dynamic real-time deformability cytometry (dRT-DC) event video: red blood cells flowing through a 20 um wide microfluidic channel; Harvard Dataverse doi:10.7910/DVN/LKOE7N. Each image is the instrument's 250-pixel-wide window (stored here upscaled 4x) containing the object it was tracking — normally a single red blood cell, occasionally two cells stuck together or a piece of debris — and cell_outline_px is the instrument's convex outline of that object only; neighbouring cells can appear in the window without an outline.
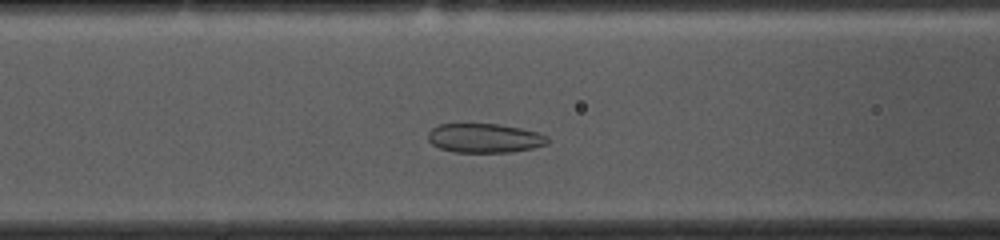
{"species": "common noctule bat (a hibernating species)", "species_latin": "Nyctalus noctula", "temperature_condition": "cold", "stored_images_in_passage": 37, "camera_frame_rate_fps": 3000, "um_per_image_px": 0.085, "animal": {"sex": "female", "body_mass_g": 10.0, "forearm_length_mm": 53.1}, "frame": {"image": 1, "passage_image": 14, "time_ms": 4.333, "image_size_px": [1000, 240], "cell_outline_px": [[548, 144], [532, 148], [508, 152], [452, 152], [440, 148], [432, 144], [428, 140], [428, 132], [432, 128], [440, 124], [500, 124], [520, 128], [536, 132], [548, 136]], "centroid_in_image_um": [41.17, 11.74], "position_along_channel_um": 125.4, "area_um2": 20.29}}
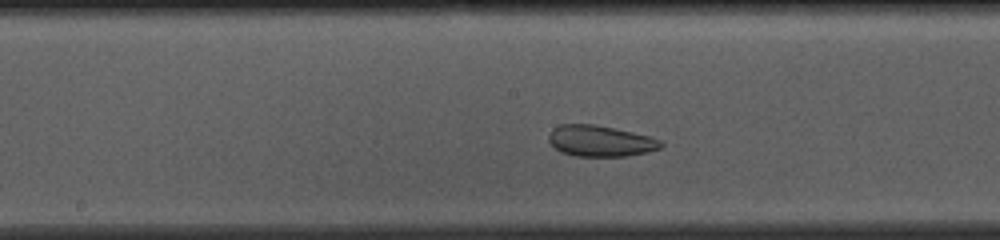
{"frame": {"image": 2, "passage_image": 20, "time_ms": 6.333, "image_size_px": [1000, 240], "cell_outline_px": [[664, 144], [660, 148], [648, 152], [628, 156], [576, 156], [560, 152], [548, 140], [548, 136], [552, 128], [560, 124], [596, 124], [632, 132], [648, 136], [660, 140]], "centroid_in_image_um": [51.01, 11.98], "position_along_channel_um": 197.2, "area_um2": 20.35}}
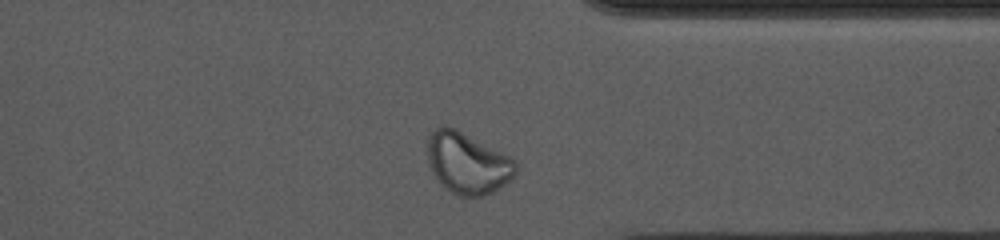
{"frame": {"image": 3, "passage_image": 35, "time_ms": 11.333, "image_size_px": [1000, 240], "cell_outline_px": [[516, 172], [504, 184], [492, 192], [484, 196], [460, 196], [444, 188], [440, 184], [432, 172], [428, 160], [428, 136], [440, 124], [444, 124], [456, 128], [512, 156], [516, 160]], "centroid_in_image_um": [39.73, 13.83], "position_along_channel_um": 371.7, "area_um2": 31.79}, "authors_computed_cell_mechanics": {"area_um2": 23.0622, "velocity_mm_per_s": 3.5876, "shape_relaxation_time_tau1_ms": null, "shape_relaxation_time_tau2_ms": 1.5125, "deformation_change_tau1": null, "deformation_change_tau2": 0.0596}}